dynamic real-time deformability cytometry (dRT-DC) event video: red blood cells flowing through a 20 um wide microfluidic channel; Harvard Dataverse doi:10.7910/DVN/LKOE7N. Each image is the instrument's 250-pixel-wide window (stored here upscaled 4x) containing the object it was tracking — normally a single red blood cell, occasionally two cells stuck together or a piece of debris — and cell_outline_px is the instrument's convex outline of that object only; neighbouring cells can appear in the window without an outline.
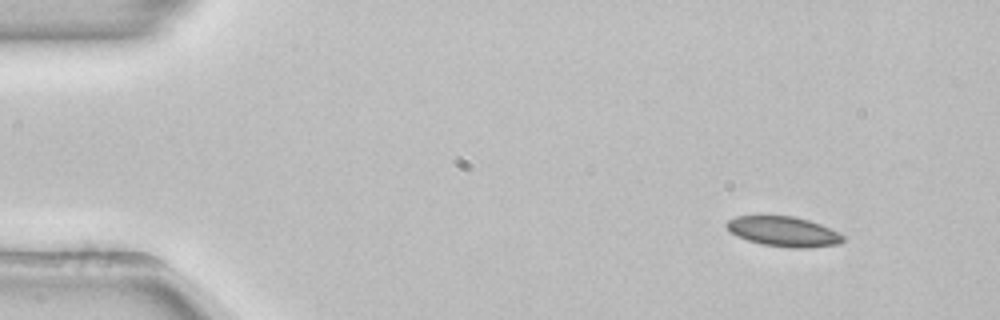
{"species": "common noctule bat (a hibernating species)", "species_latin": "Nyctalus noctula", "temperature_condition": "room temperature", "stored_images_in_passage": 48, "camera_frame_rate_fps": 3000, "um_per_image_px": 0.085, "animal": {"sex": "female", "body_mass_g": 22.7, "forearm_length_mm": 54.2}, "frame": {"image": 1, "passage_image": 1, "time_ms": 0.0, "image_size_px": [1000, 320], "cell_outline_px": [[844, 240], [840, 244], [808, 248], [788, 248], [760, 244], [748, 240], [732, 232], [724, 224], [728, 220], [736, 216], [792, 216], [808, 220], [820, 224], [844, 236]], "centroid_in_image_um": [66.61, 19.69], "position_along_channel_um": 18.4, "area_um2": 20.17}}
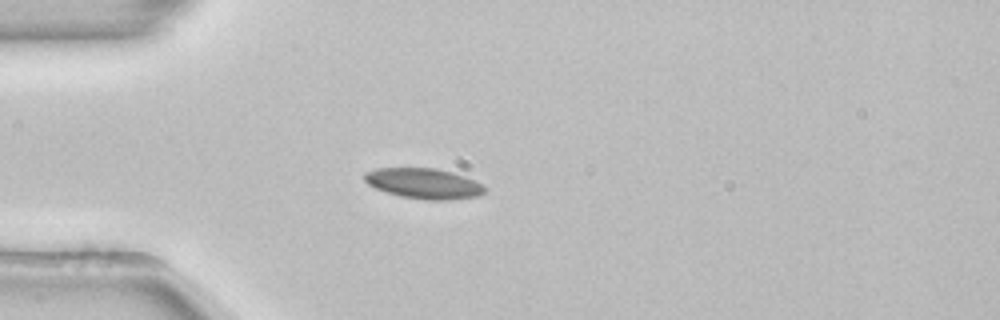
{"frame": {"image": 2, "passage_image": 10, "time_ms": 3.0, "image_size_px": [1000, 320], "cell_outline_px": [[484, 192], [480, 196], [448, 200], [428, 200], [400, 196], [376, 188], [368, 184], [364, 180], [364, 172], [376, 168], [436, 168], [452, 172], [464, 176], [480, 184], [484, 188]], "centroid_in_image_um": [35.99, 15.59], "position_along_channel_um": 49.0, "area_um2": 21.15}}
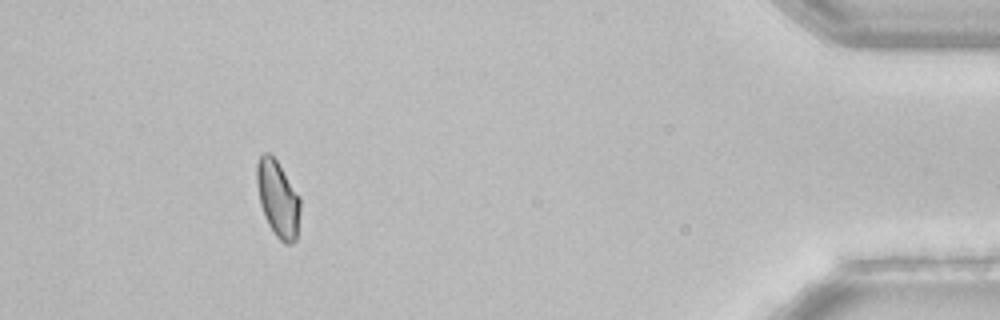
{"frame": {"image": 3, "passage_image": 44, "time_ms": 14.333, "image_size_px": [1000, 320], "cell_outline_px": [[300, 212], [296, 240], [292, 244], [284, 244], [276, 236], [268, 224], [264, 216], [260, 204], [256, 184], [256, 164], [260, 156], [264, 152], [268, 152], [276, 160], [300, 196]], "centroid_in_image_um": [23.61, 16.91], "position_along_channel_um": 411.6, "area_um2": 19.48}, "authors_computed_cell_mechanics": {"area_um2": 20.1722, "velocity_mm_per_s": 3.8684, "shape_relaxation_time_tau1_ms": null, "shape_relaxation_time_tau2_ms": 5.1202, "deformation_change_tau1": null, "deformation_change_tau2": 0.0856}}